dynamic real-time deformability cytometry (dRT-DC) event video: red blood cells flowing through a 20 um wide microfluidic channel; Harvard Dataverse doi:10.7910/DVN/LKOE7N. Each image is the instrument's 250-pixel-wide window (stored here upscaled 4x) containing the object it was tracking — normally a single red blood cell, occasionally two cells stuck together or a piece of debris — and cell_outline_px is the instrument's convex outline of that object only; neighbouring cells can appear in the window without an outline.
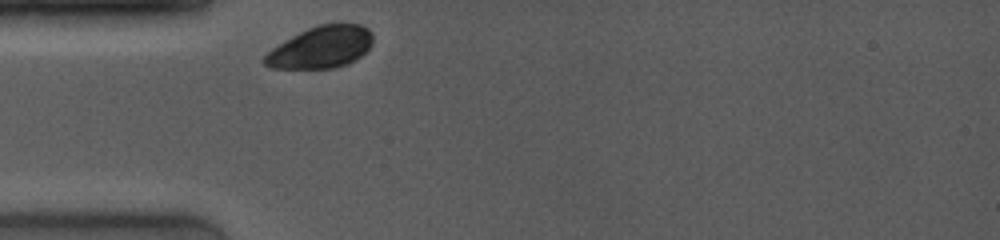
{"species": "common noctule bat (a hibernating species)", "species_latin": "Nyctalus noctula", "temperature_condition": "room temperature", "stored_images_in_passage": 1, "camera_frame_rate_fps": 4000, "um_per_image_px": 0.085, "animal": {"sex": "female", "body_mass_g": 19.0, "forearm_length_mm": 53.3}, "frame": {"image": 1, "passage_image": 1, "time_ms": 0.0, "image_size_px": [1000, 240], "cell_outline_px": [[372, 44], [360, 56], [336, 68], [272, 68], [264, 64], [264, 56], [272, 48], [284, 40], [308, 28], [320, 24], [360, 24], [368, 28], [372, 32]], "centroid_in_image_um": [27.27, 4.01], "position_along_channel_um": 57.7, "area_um2": 26.07}}